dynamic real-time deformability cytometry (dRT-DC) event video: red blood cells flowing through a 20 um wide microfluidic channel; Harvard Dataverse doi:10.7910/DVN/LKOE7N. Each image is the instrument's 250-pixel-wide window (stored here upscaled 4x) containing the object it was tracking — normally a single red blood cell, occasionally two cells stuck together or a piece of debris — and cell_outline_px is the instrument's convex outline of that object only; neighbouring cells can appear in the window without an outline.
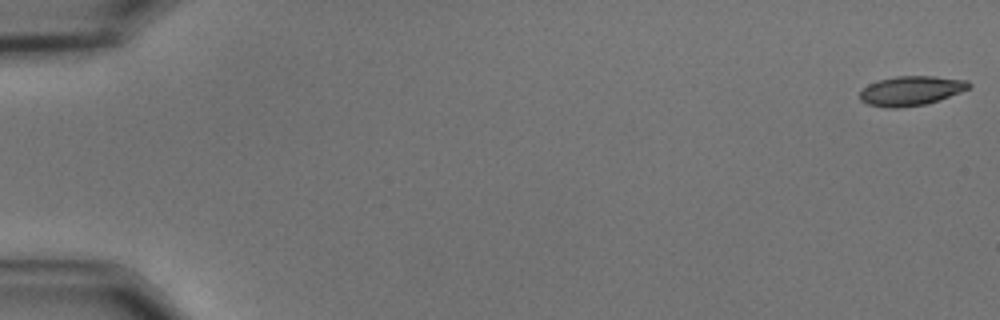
{"species": "common noctule bat (a hibernating species)", "species_latin": "Nyctalus noctula", "temperature_condition": "cold", "stored_images_in_passage": 57, "camera_frame_rate_fps": 3000, "um_per_image_px": 0.085, "animal": {"sex": "male", "body_mass_g": 15.6}, "frame": {"image": 1, "passage_image": 1, "time_ms": 0.0, "image_size_px": [1000, 320], "cell_outline_px": [[972, 84], [968, 88], [960, 92], [924, 104], [900, 108], [888, 108], [868, 104], [860, 100], [860, 92], [868, 84], [880, 80], [896, 76], [936, 76], [968, 80]], "centroid_in_image_um": [77.43, 7.7], "position_along_channel_um": 7.6, "area_um2": 18.55}}
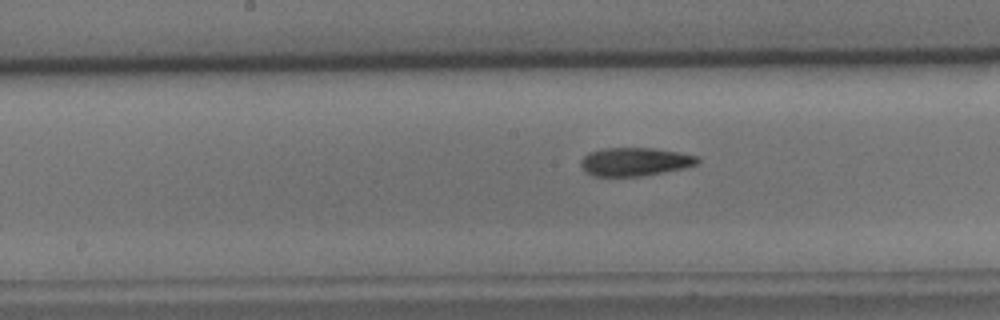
{"frame": {"image": 2, "passage_image": 30, "time_ms": 9.667, "image_size_px": [1000, 320], "cell_outline_px": [[700, 160], [696, 164], [684, 168], [640, 176], [592, 176], [580, 164], [580, 160], [588, 152], [604, 148], [652, 148], [680, 152], [696, 156]], "centroid_in_image_um": [53.95, 13.74], "position_along_channel_um": 194.3, "area_um2": 19.13}}
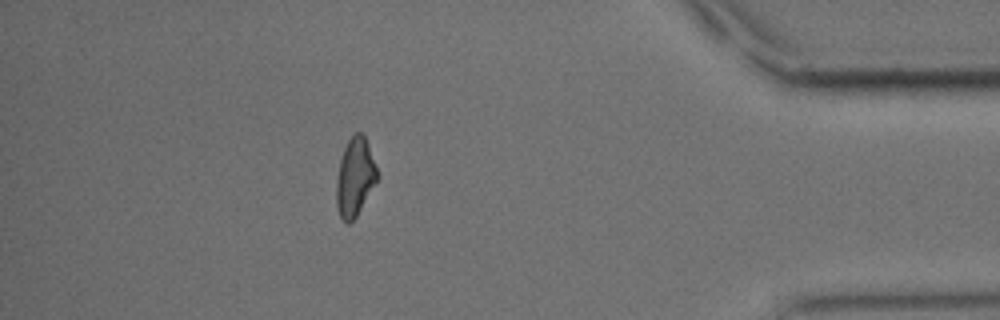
{"frame": {"image": 3, "passage_image": 51, "time_ms": 16.667, "image_size_px": [1000, 320], "cell_outline_px": [[380, 176], [356, 216], [348, 224], [340, 216], [336, 204], [336, 180], [340, 160], [344, 148], [352, 132], [360, 132], [364, 136], [368, 144]], "centroid_in_image_um": [30.18, 15.02], "position_along_channel_um": 405.0, "area_um2": 18.61}, "authors_computed_cell_mechanics": {"area_um2": 19.074, "velocity_mm_per_s": 3.5711, "shape_relaxation_time_tau1_ms": 5.4413, "shape_relaxation_time_tau2_ms": 3.7519, "deformation_change_tau1": 0.1683, "deformation_change_tau2": 0.1179}}